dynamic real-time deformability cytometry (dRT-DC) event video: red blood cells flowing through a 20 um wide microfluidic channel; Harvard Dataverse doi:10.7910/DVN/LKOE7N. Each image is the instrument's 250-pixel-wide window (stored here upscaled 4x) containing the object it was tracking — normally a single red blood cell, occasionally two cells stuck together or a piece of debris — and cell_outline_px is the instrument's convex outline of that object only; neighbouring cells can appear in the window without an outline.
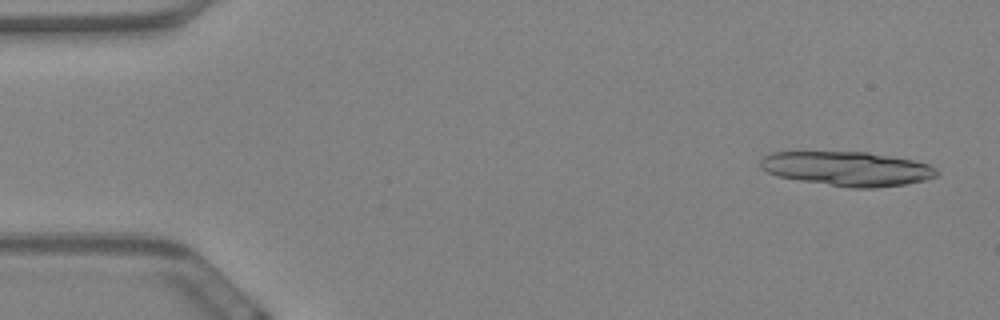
{"species": "Egyptian fruit bat (a non-hibernating species)", "species_latin": "Rousettus aegyptiacus", "temperature_condition": "warm", "stored_images_in_passage": 18, "camera_frame_rate_fps": 3000, "um_per_image_px": 0.085, "animal": {"sex": "female"}, "frame": {"image": 1, "passage_image": 3, "time_ms": 0.667, "image_size_px": [1000, 320], "cell_outline_px": [[940, 176], [928, 180], [904, 184], [876, 188], [852, 188], [800, 180], [780, 176], [768, 172], [760, 168], [760, 160], [764, 156], [772, 152], [868, 152], [912, 160], [928, 164], [936, 168], [940, 172]], "centroid_in_image_um": [72.08, 14.34], "position_along_channel_um": 12.9, "area_um2": 35.26}}